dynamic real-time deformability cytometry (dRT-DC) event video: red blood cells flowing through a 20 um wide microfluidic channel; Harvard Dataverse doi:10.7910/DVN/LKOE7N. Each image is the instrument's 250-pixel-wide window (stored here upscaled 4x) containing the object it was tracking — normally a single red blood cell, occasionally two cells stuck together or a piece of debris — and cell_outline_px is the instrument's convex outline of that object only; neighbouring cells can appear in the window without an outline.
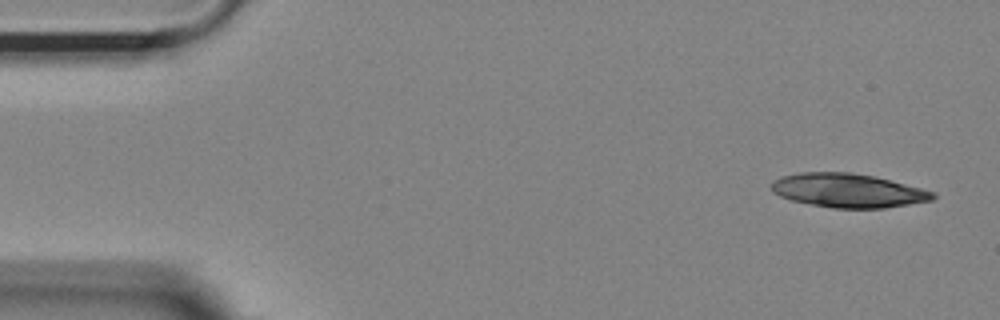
{"species": "Egyptian fruit bat (a non-hibernating species)", "species_latin": "Rousettus aegyptiacus", "temperature_condition": "room temperature", "stored_images_in_passage": 51, "segment_of_instrument_passage": [1, 2], "camera_frame_rate_fps": 3000, "um_per_image_px": 0.085, "animal": {"sex": "female"}, "frame": {"image": 1, "passage_image": 1, "time_ms": 0.0, "image_size_px": [1000, 320], "cell_outline_px": [[936, 196], [932, 200], [884, 208], [832, 208], [792, 200], [780, 196], [772, 192], [772, 180], [780, 176], [800, 172], [852, 172], [872, 176], [936, 192]], "centroid_in_image_um": [72.04, 16.19], "position_along_channel_um": 13.0, "area_um2": 31.67}}
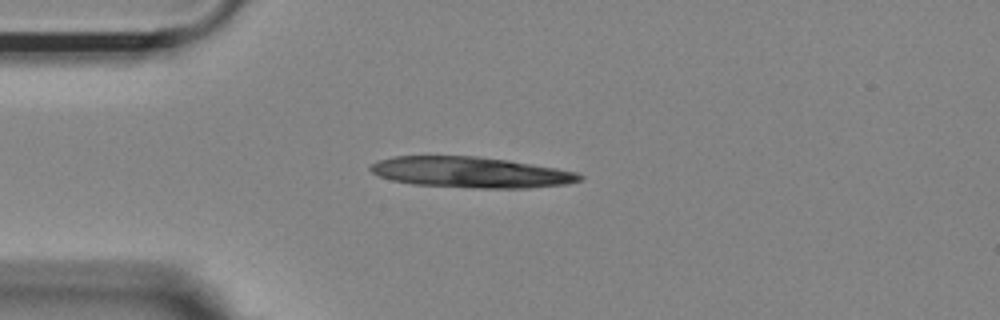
{"frame": {"image": 2, "passage_image": 11, "time_ms": 3.333, "image_size_px": [1000, 320], "cell_outline_px": [[584, 180], [568, 184], [528, 188], [472, 188], [412, 184], [392, 180], [380, 176], [372, 172], [368, 168], [372, 164], [380, 160], [392, 156], [476, 156], [508, 160], [556, 168], [576, 172], [584, 176]], "centroid_in_image_um": [40.04, 14.65], "position_along_channel_um": 45.0, "area_um2": 37.63}}